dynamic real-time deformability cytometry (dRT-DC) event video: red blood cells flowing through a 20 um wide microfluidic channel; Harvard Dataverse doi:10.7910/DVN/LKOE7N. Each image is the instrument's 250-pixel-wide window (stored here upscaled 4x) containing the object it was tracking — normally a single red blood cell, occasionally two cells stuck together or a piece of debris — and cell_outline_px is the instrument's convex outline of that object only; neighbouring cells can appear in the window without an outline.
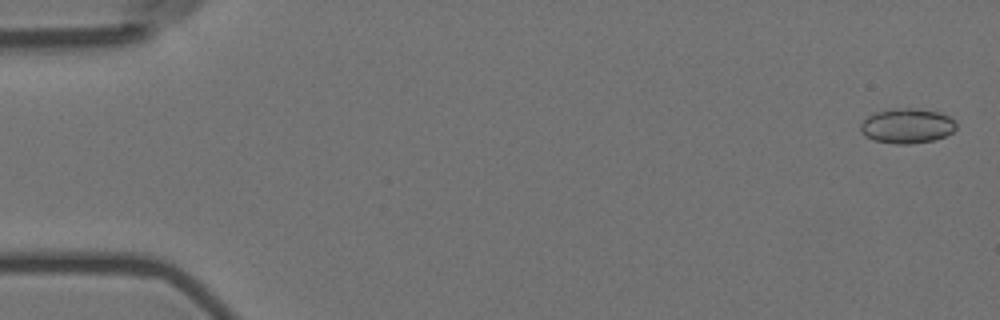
{"species": "Egyptian fruit bat (a non-hibernating species)", "species_latin": "Rousettus aegyptiacus", "temperature_condition": "room temperature", "stored_images_in_passage": 57, "camera_frame_rate_fps": 3000, "um_per_image_px": 0.085, "animal": {"sex": "female"}, "frame": {"image": 1, "passage_image": 2, "time_ms": 0.333, "image_size_px": [1000, 320], "cell_outline_px": [[956, 128], [952, 132], [944, 136], [932, 140], [912, 144], [896, 144], [872, 140], [864, 136], [860, 132], [860, 124], [868, 116], [876, 112], [896, 108], [916, 108], [936, 112], [948, 116], [956, 120]], "centroid_in_image_um": [77.07, 10.71], "position_along_channel_um": 7.9, "area_um2": 19.48}}
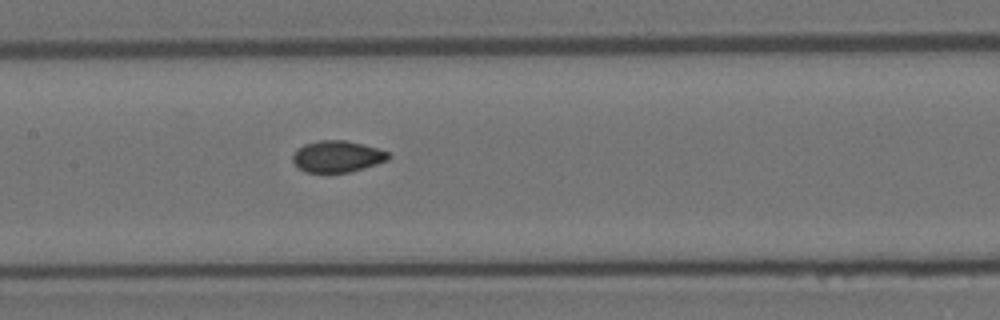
{"frame": {"image": 2, "passage_image": 28, "time_ms": 9.0, "image_size_px": [1000, 320], "cell_outline_px": [[392, 156], [388, 160], [364, 168], [348, 172], [304, 172], [292, 160], [292, 156], [296, 148], [304, 144], [320, 140], [344, 140], [364, 144], [388, 152]], "centroid_in_image_um": [28.66, 13.29], "position_along_channel_um": 178.7, "area_um2": 17.57}}
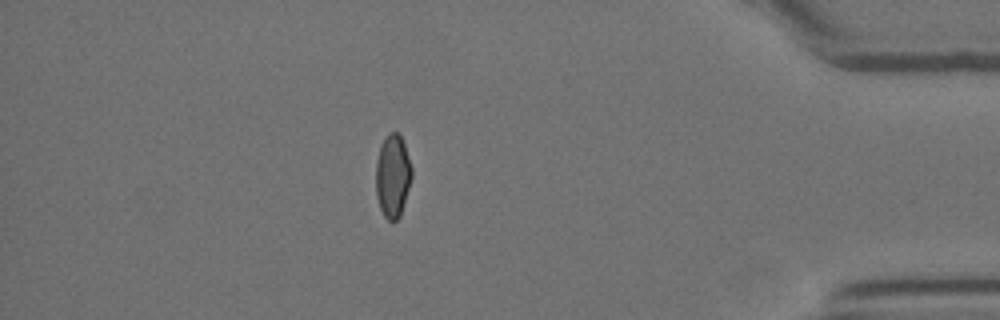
{"frame": {"image": 3, "passage_image": 50, "time_ms": 16.333, "image_size_px": [1000, 320], "cell_outline_px": [[412, 176], [400, 216], [392, 224], [384, 216], [380, 208], [376, 196], [376, 160], [380, 144], [384, 136], [392, 132], [396, 132], [400, 136], [404, 144], [412, 168]], "centroid_in_image_um": [33.36, 14.96], "position_along_channel_um": 401.8, "area_um2": 17.46}, "authors_computed_cell_mechanics": {"area_um2": 17.9758, "velocity_mm_per_s": 3.6113, "shape_relaxation_time_tau1_ms": null, "shape_relaxation_time_tau2_ms": 1.5408, "deformation_change_tau1": null, "deformation_change_tau2": 0.0399}}